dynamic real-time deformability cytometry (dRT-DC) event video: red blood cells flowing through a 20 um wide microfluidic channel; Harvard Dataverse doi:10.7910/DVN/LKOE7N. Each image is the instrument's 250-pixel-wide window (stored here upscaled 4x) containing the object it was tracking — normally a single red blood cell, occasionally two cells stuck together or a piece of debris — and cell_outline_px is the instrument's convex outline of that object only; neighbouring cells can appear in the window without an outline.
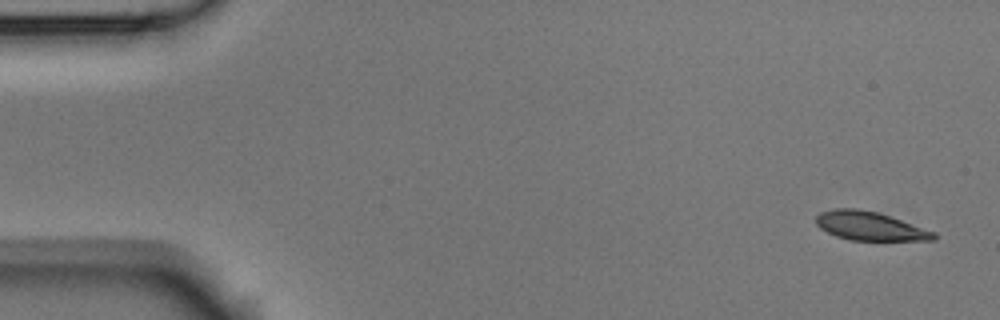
{"species": "Egyptian fruit bat (a non-hibernating species)", "species_latin": "Rousettus aegyptiacus", "temperature_condition": "room temperature", "stored_images_in_passage": 5, "segment_of_instrument_passage": [2, 2], "camera_frame_rate_fps": 3000, "um_per_image_px": 0.085, "animal": {"sex": "male"}, "frame": {"image": 1, "passage_image": 5, "time_ms": 1.333, "image_size_px": [1000, 320], "cell_outline_px": [[936, 240], [848, 240], [836, 236], [820, 228], [816, 224], [816, 216], [820, 212], [832, 208], [856, 208], [876, 212], [936, 232]], "centroid_in_image_um": [73.9, 19.21], "position_along_channel_um": 11.1, "area_um2": 19.54}}